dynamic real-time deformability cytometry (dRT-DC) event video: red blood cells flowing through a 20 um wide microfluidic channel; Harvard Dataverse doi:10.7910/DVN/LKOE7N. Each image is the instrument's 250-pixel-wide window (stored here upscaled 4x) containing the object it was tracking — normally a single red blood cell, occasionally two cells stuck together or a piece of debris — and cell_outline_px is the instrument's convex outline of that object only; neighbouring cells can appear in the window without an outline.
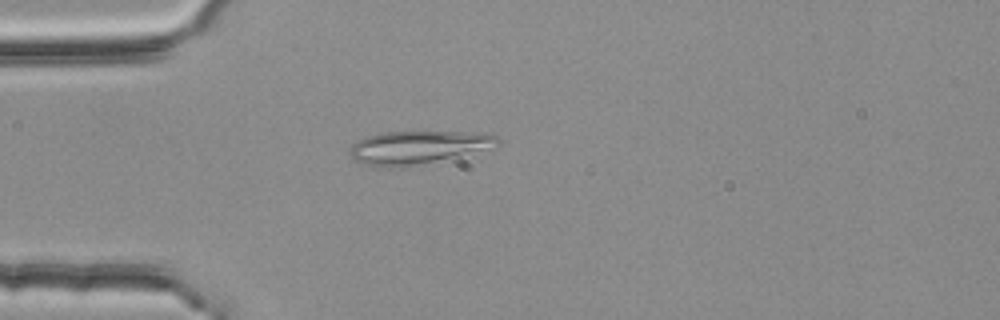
{"species": "common noctule bat (a hibernating species)", "species_latin": "Nyctalus noctula", "temperature_condition": "room temperature", "stored_images_in_passage": 3, "camera_frame_rate_fps": 3000, "um_per_image_px": 0.085, "animal": {"sex": "female", "body_mass_g": 25.1}, "frame": {"image": 1, "passage_image": 3, "time_ms": 0.667, "image_size_px": [1000, 320], "cell_outline_px": [[500, 144], [496, 148], [404, 168], [388, 168], [364, 164], [356, 160], [348, 152], [348, 148], [352, 144], [368, 136], [384, 132], [484, 132], [496, 136], [500, 140]], "centroid_in_image_um": [35.59, 12.54], "position_along_channel_um": 49.4, "area_um2": 28.96}}